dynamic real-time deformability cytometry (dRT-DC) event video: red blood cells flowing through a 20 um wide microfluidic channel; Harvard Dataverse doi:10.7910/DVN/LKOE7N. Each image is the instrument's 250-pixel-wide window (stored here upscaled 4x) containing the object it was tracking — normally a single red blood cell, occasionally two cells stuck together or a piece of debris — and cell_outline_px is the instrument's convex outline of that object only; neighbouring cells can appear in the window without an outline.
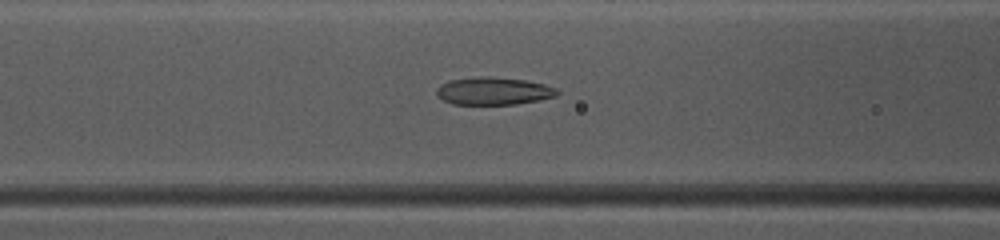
{"species": "common noctule bat (a hibernating species)", "species_latin": "Nyctalus noctula", "temperature_condition": "warm", "stored_images_in_passage": 50, "camera_frame_rate_fps": 3000, "um_per_image_px": 0.085, "animal": {"sex": "female", "body_mass_g": 10.0, "forearm_length_mm": 53.1}, "frame": {"image": 1, "passage_image": 21, "time_ms": 6.667, "image_size_px": [1000, 240], "cell_outline_px": [[560, 92], [556, 96], [540, 100], [516, 104], [452, 104], [436, 96], [436, 88], [440, 84], [448, 80], [480, 76], [488, 76], [524, 80], [544, 84], [556, 88]], "centroid_in_image_um": [41.93, 7.73], "position_along_channel_um": 124.7, "area_um2": 19.54}}
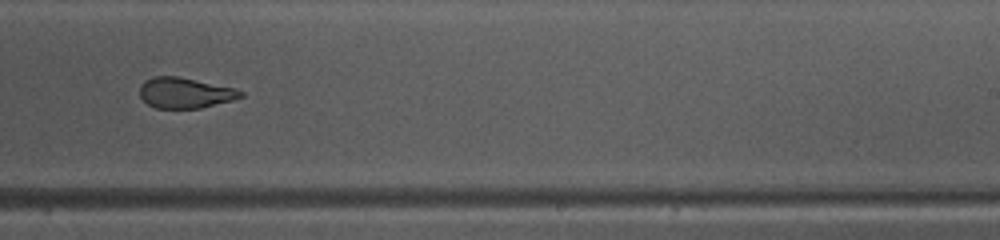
{"frame": {"image": 2, "passage_image": 32, "time_ms": 10.333, "image_size_px": [1000, 240], "cell_outline_px": [[244, 96], [232, 100], [200, 108], [156, 108], [148, 104], [140, 96], [140, 84], [144, 80], [156, 76], [176, 76], [236, 88], [244, 92]], "centroid_in_image_um": [15.73, 7.89], "position_along_channel_um": 273.3, "area_um2": 17.92}}
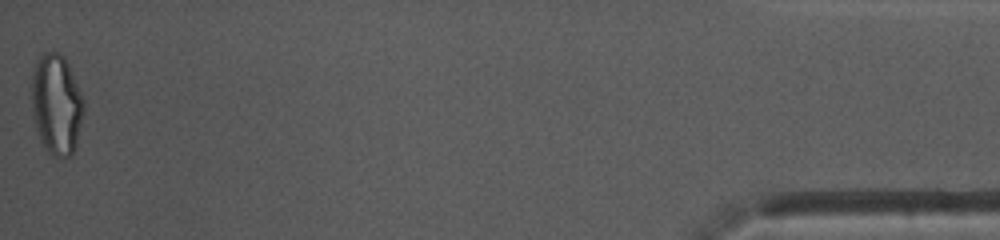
{"frame": {"image": 3, "passage_image": 50, "time_ms": 16.333, "image_size_px": [1000, 240], "cell_outline_px": [[84, 112], [76, 144], [72, 152], [68, 156], [52, 156], [44, 148], [40, 140], [36, 128], [32, 112], [32, 72], [40, 52], [56, 52], [64, 56], [68, 64], [84, 100]], "centroid_in_image_um": [4.79, 8.85], "position_along_channel_um": 430.4, "area_um2": 30.52}, "authors_computed_cell_mechanics": {"area_um2": 20.8658, "velocity_mm_per_s": 4.0467, "shape_relaxation_time_tau1_ms": 7.6089, "shape_relaxation_time_tau2_ms": 1.801, "deformation_change_tau1": 0.2474, "deformation_change_tau2": 0.0896}}